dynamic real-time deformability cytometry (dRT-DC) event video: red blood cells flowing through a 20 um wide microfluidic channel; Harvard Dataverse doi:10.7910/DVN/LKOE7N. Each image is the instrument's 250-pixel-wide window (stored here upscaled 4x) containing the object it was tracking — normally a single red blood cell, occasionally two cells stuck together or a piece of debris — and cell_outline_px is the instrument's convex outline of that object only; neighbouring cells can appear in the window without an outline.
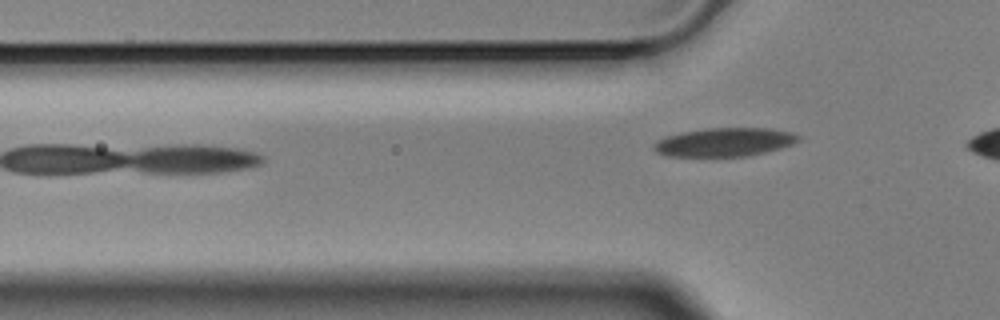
{"species": "Egyptian fruit bat (a non-hibernating species)", "species_latin": "Rousettus aegyptiacus", "temperature_condition": "cold", "stored_images_in_passage": 2, "camera_frame_rate_fps": 3000, "um_per_image_px": 0.085, "animal": {"sex": "male"}, "frame": {"image": 1, "passage_image": 2, "time_ms": 0.333, "image_size_px": [1000, 320], "cell_outline_px": [[800, 140], [792, 144], [780, 148], [748, 156], [664, 156], [656, 152], [652, 148], [652, 144], [656, 140], [664, 136], [680, 132], [704, 128], [772, 128], [792, 132], [800, 136]], "centroid_in_image_um": [61.53, 12.07], "position_along_channel_um": 64.3, "area_um2": 24.39}}